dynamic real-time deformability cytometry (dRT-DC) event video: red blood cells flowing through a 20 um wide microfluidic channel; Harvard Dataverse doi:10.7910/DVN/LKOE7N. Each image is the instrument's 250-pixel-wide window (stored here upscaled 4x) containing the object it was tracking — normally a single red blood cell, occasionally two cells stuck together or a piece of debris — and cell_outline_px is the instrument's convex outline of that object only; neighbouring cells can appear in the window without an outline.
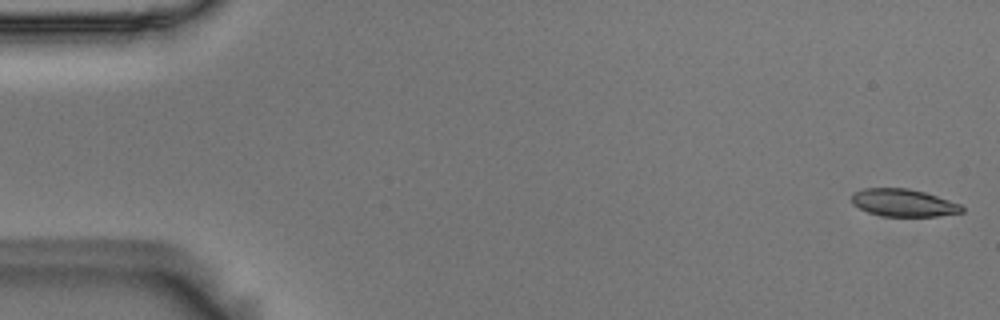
{"species": "Egyptian fruit bat (a non-hibernating species)", "species_latin": "Rousettus aegyptiacus", "temperature_condition": "room temperature", "stored_images_in_passage": 54, "camera_frame_rate_fps": 3000, "um_per_image_px": 0.085, "animal": {"sex": "male"}, "frame": {"image": 1, "passage_image": 1, "time_ms": 0.0, "image_size_px": [1000, 320], "cell_outline_px": [[964, 212], [936, 216], [884, 216], [868, 212], [852, 204], [852, 192], [864, 188], [908, 188], [924, 192], [960, 204], [964, 208]], "centroid_in_image_um": [76.77, 17.23], "position_along_channel_um": 8.2, "area_um2": 17.57}}
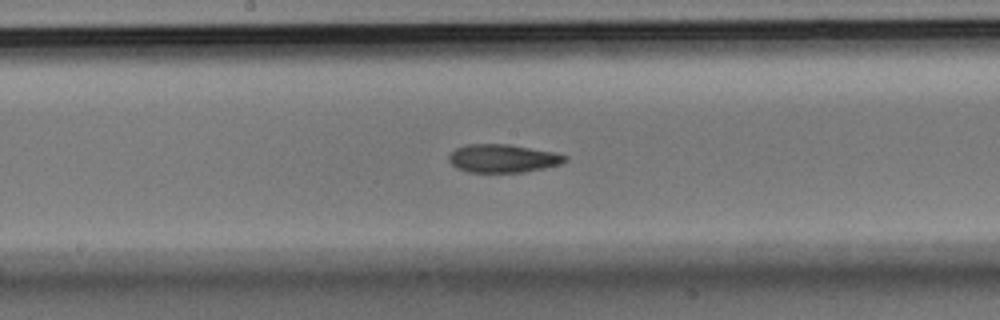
{"frame": {"image": 2, "passage_image": 28, "time_ms": 9.0, "image_size_px": [1000, 320], "cell_outline_px": [[568, 160], [560, 164], [544, 168], [524, 172], [468, 172], [456, 168], [448, 160], [448, 156], [456, 148], [464, 144], [508, 144], [552, 152], [568, 156]], "centroid_in_image_um": [42.72, 13.46], "position_along_channel_um": 205.5, "area_um2": 19.07}}
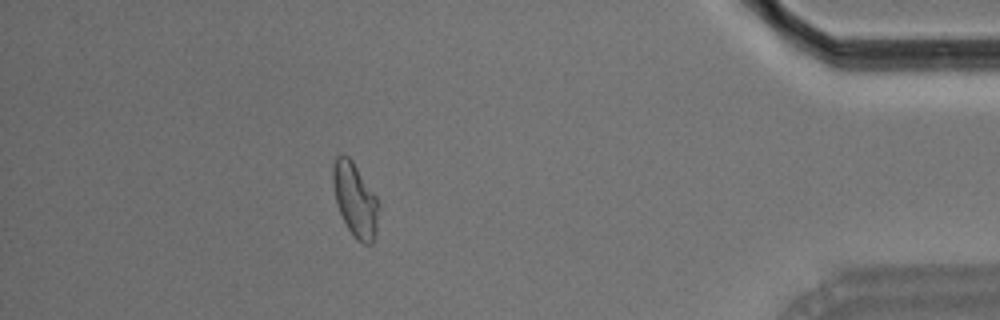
{"frame": {"image": 3, "passage_image": 48, "time_ms": 15.667, "image_size_px": [1000, 320], "cell_outline_px": [[380, 208], [376, 228], [372, 244], [364, 244], [356, 240], [348, 228], [340, 212], [336, 200], [332, 184], [332, 164], [336, 156], [340, 152], [348, 156], [352, 160], [376, 196], [380, 204]], "centroid_in_image_um": [30.18, 16.94], "position_along_channel_um": 405.0, "area_um2": 19.77}, "authors_computed_cell_mechanics": {"area_um2": 18.9295, "velocity_mm_per_s": 3.7, "shape_relaxation_time_tau1_ms": null, "shape_relaxation_time_tau2_ms": 3.8038, "deformation_change_tau1": null, "deformation_change_tau2": 0.0993}}